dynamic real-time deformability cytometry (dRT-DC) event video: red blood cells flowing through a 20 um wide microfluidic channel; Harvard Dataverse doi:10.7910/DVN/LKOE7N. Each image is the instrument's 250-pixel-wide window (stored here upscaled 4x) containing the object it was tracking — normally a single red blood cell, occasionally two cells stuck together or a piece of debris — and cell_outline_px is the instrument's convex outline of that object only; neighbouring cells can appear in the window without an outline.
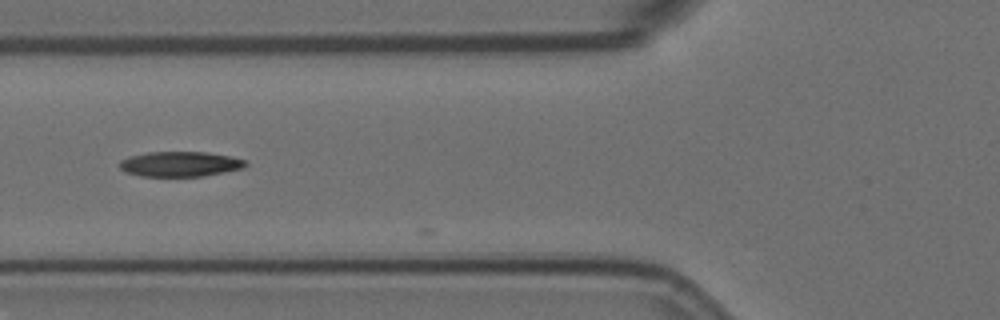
{"species": "Egyptian fruit bat (a non-hibernating species)", "species_latin": "Rousettus aegyptiacus", "temperature_condition": "room temperature", "stored_images_in_passage": 12, "camera_frame_rate_fps": 3000, "um_per_image_px": 0.085, "animal": {"sex": "female"}, "frame": {"image": 1, "passage_image": 10, "time_ms": 3.0, "image_size_px": [1000, 320], "cell_outline_px": [[248, 164], [244, 168], [204, 176], [140, 176], [124, 172], [120, 168], [120, 160], [128, 156], [148, 152], [208, 152], [232, 156], [244, 160]], "centroid_in_image_um": [15.3, 13.94], "position_along_channel_um": 110.5, "area_um2": 18.55}}